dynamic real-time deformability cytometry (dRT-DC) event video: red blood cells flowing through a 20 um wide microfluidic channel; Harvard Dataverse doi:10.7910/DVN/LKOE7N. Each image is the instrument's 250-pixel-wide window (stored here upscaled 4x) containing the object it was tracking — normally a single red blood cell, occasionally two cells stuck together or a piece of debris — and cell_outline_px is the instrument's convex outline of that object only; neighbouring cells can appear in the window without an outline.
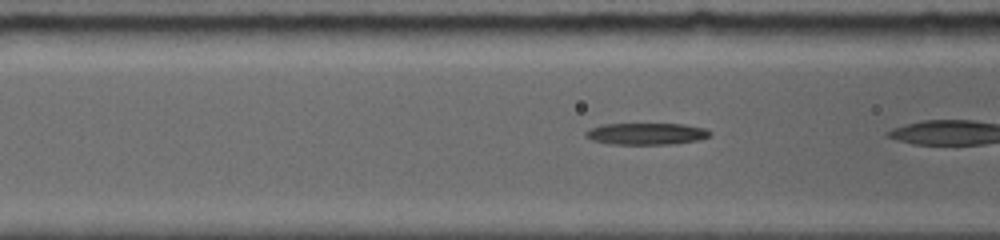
{"species": "common noctule bat (a hibernating species)", "species_latin": "Nyctalus noctula", "temperature_condition": "room temperature", "stored_images_in_passage": 25, "camera_frame_rate_fps": 5000, "um_per_image_px": 0.085, "animal": {"sex": "female", "body_mass_g": 19.0, "forearm_length_mm": 56.7}, "frame": {"image": 1, "passage_image": 7, "time_ms": 2.0, "image_size_px": [1000, 240], "cell_outline_px": [[712, 136], [696, 140], [676, 144], [608, 144], [592, 140], [584, 136], [584, 132], [600, 124], [684, 124], [704, 128], [712, 132]], "centroid_in_image_um": [54.94, 11.37], "position_along_channel_um": 111.7, "area_um2": 15.84}}
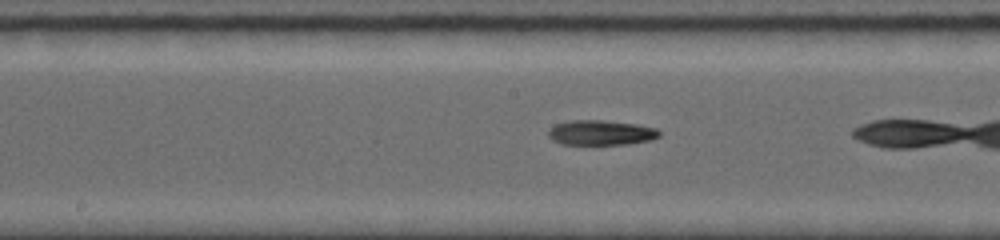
{"frame": {"image": 2, "passage_image": 14, "time_ms": 4.2, "image_size_px": [1000, 240], "cell_outline_px": [[660, 136], [652, 140], [628, 144], [560, 144], [552, 140], [548, 136], [548, 128], [556, 124], [572, 120], [604, 120], [636, 124], [656, 128], [660, 132]], "centroid_in_image_um": [51.07, 11.28], "position_along_channel_um": 197.1, "area_um2": 16.24}}
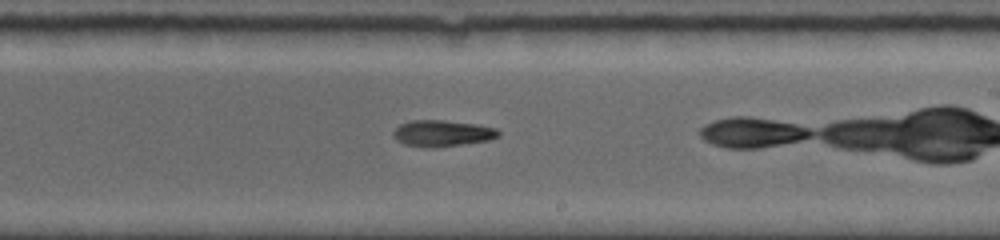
{"frame": {"image": 3, "passage_image": 18, "time_ms": 5.6, "image_size_px": [1000, 240], "cell_outline_px": [[500, 136], [488, 140], [460, 144], [428, 148], [404, 144], [396, 140], [392, 136], [392, 132], [400, 124], [412, 120], [444, 120], [476, 124], [496, 128], [500, 132]], "centroid_in_image_um": [37.56, 11.32], "position_along_channel_um": 251.4, "area_um2": 16.07}}